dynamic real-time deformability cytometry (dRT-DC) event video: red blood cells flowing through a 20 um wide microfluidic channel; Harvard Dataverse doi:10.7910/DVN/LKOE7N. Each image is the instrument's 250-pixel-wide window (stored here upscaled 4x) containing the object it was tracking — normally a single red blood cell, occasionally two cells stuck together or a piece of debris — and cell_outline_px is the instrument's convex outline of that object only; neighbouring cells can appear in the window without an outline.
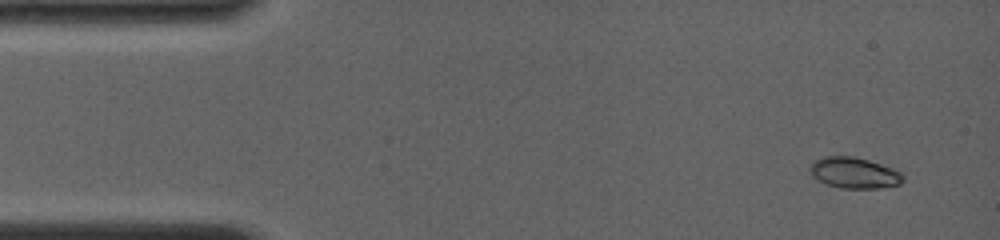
{"species": "common noctule bat (a hibernating species)", "species_latin": "Nyctalus noctula", "temperature_condition": "room temperature", "stored_images_in_passage": 4, "camera_frame_rate_fps": 4000, "um_per_image_px": 0.085, "animal": {"sex": "female", "body_mass_g": 19.0, "forearm_length_mm": 56.7}, "frame": {"image": 1, "passage_image": 1, "time_ms": 0.0, "image_size_px": [1000, 240], "cell_outline_px": [[904, 180], [900, 184], [880, 188], [840, 188], [828, 184], [812, 176], [808, 168], [816, 160], [824, 156], [852, 156], [868, 160], [892, 168], [900, 172], [904, 176]], "centroid_in_image_um": [72.62, 14.69], "position_along_channel_um": 12.4, "area_um2": 16.65}}
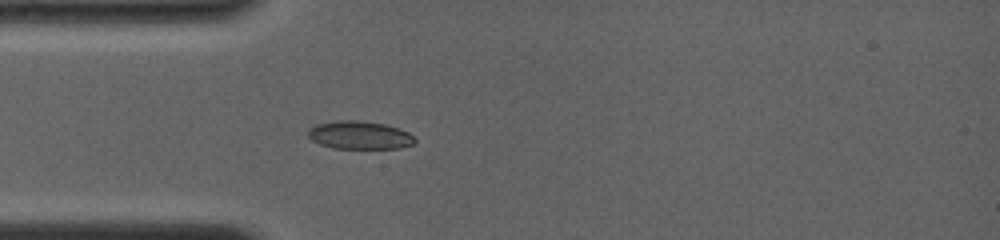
{"frame": {"image": 2, "passage_image": 4, "time_ms": 3.5, "image_size_px": [1000, 240], "cell_outline_px": [[416, 140], [412, 144], [400, 148], [332, 148], [320, 144], [312, 140], [308, 136], [308, 128], [316, 124], [336, 120], [356, 120], [384, 124], [408, 132]], "centroid_in_image_um": [30.51, 11.48], "position_along_channel_um": 54.5, "area_um2": 17.34}}